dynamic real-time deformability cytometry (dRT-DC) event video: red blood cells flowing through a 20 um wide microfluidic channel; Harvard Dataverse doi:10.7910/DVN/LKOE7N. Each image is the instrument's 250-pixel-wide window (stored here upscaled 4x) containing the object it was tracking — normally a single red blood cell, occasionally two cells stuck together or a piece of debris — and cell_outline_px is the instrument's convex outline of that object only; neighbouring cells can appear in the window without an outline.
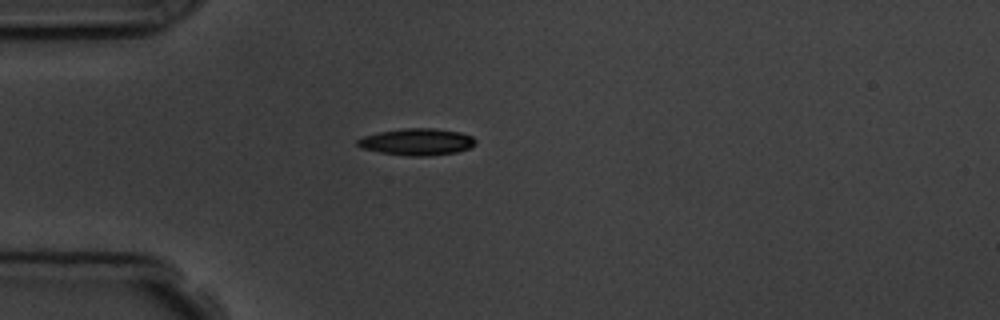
{"species": "common noctule bat (a hibernating species)", "species_latin": "Nyctalus noctula", "temperature_condition": "room temperature", "stored_images_in_passage": 2, "camera_frame_rate_fps": 3000, "um_per_image_px": 0.085, "animal": {"sex": "male", "body_mass_g": 19.5, "forearm_length_mm": 54.6}, "frame": {"image": 1, "passage_image": 1, "time_ms": 0.0, "image_size_px": [1000, 320], "cell_outline_px": [[476, 144], [468, 148], [456, 152], [432, 156], [404, 156], [380, 152], [360, 148], [356, 144], [356, 140], [364, 136], [380, 132], [404, 128], [432, 128], [460, 132], [472, 136], [476, 140]], "centroid_in_image_um": [35.43, 12.06], "position_along_channel_um": 49.6, "area_um2": 18.5}}